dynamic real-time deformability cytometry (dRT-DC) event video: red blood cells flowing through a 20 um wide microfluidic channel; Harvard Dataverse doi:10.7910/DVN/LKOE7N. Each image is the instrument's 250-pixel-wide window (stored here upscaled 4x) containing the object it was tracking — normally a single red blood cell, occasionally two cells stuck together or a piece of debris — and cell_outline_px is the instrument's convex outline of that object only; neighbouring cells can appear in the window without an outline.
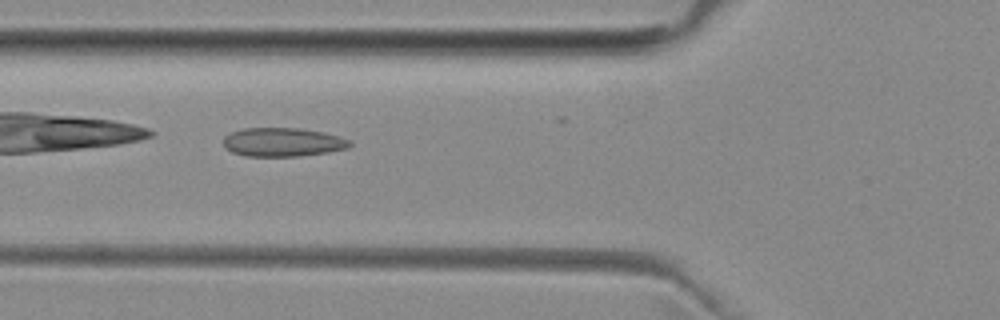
{"species": "common noctule bat (a hibernating species)", "species_latin": "Nyctalus noctula", "temperature_condition": "room temperature", "stored_images_in_passage": 4, "camera_frame_rate_fps": 3000, "um_per_image_px": 0.085, "animal": {"sex": "female", "body_mass_g": 29.2, "forearm_length_mm": 56.3}, "frame": {"image": 1, "passage_image": 2, "time_ms": 1.0, "image_size_px": [1000, 320], "cell_outline_px": [[352, 144], [348, 148], [328, 152], [300, 156], [244, 156], [232, 152], [224, 144], [224, 136], [232, 132], [244, 128], [300, 128], [324, 132], [340, 136], [352, 140]], "centroid_in_image_um": [24.08, 12.08], "position_along_channel_um": 101.7, "area_um2": 21.27}}
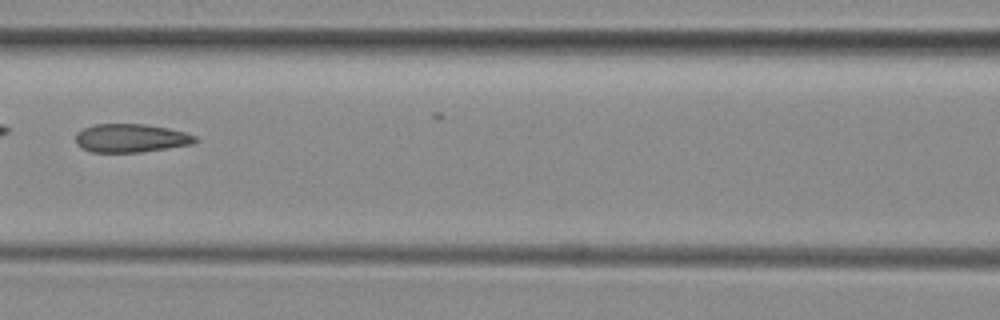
{"frame": {"image": 2, "passage_image": 3, "time_ms": 2.333, "image_size_px": [1000, 320], "cell_outline_px": [[200, 140], [192, 144], [140, 152], [92, 152], [80, 148], [76, 144], [76, 132], [84, 128], [96, 124], [144, 124], [168, 128], [184, 132], [196, 136]], "centroid_in_image_um": [11.11, 11.74], "position_along_channel_um": 155.5, "area_um2": 19.83}}
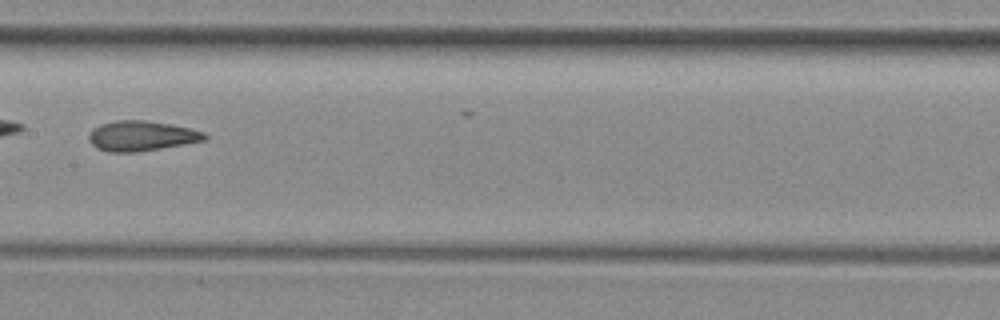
{"frame": {"image": 3, "passage_image": 4, "time_ms": 3.333, "image_size_px": [1000, 320], "cell_outline_px": [[208, 140], [136, 152], [112, 152], [96, 148], [88, 140], [88, 136], [92, 128], [100, 124], [116, 120], [144, 120], [168, 124], [188, 128], [204, 132], [208, 136]], "centroid_in_image_um": [12.0, 11.55], "position_along_channel_um": 195.4, "area_um2": 20.23}}